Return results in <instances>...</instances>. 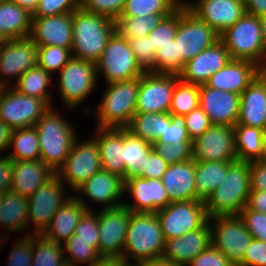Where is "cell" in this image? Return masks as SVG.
<instances>
[{
  "instance_id": "1",
  "label": "cell",
  "mask_w": 266,
  "mask_h": 266,
  "mask_svg": "<svg viewBox=\"0 0 266 266\" xmlns=\"http://www.w3.org/2000/svg\"><path fill=\"white\" fill-rule=\"evenodd\" d=\"M164 244L157 214L131 211L121 257L125 264L160 259Z\"/></svg>"
},
{
  "instance_id": "2",
  "label": "cell",
  "mask_w": 266,
  "mask_h": 266,
  "mask_svg": "<svg viewBox=\"0 0 266 266\" xmlns=\"http://www.w3.org/2000/svg\"><path fill=\"white\" fill-rule=\"evenodd\" d=\"M63 115L54 106L50 107L34 125L38 134L39 159L55 173L63 165L78 136L74 125Z\"/></svg>"
},
{
  "instance_id": "3",
  "label": "cell",
  "mask_w": 266,
  "mask_h": 266,
  "mask_svg": "<svg viewBox=\"0 0 266 266\" xmlns=\"http://www.w3.org/2000/svg\"><path fill=\"white\" fill-rule=\"evenodd\" d=\"M72 21V57L96 63L116 31L115 21L81 8L72 12Z\"/></svg>"
},
{
  "instance_id": "4",
  "label": "cell",
  "mask_w": 266,
  "mask_h": 266,
  "mask_svg": "<svg viewBox=\"0 0 266 266\" xmlns=\"http://www.w3.org/2000/svg\"><path fill=\"white\" fill-rule=\"evenodd\" d=\"M250 183V162H231L226 176L205 201L207 217L239 215L247 204Z\"/></svg>"
},
{
  "instance_id": "5",
  "label": "cell",
  "mask_w": 266,
  "mask_h": 266,
  "mask_svg": "<svg viewBox=\"0 0 266 266\" xmlns=\"http://www.w3.org/2000/svg\"><path fill=\"white\" fill-rule=\"evenodd\" d=\"M139 78L106 83L100 103L92 110L100 128H127L136 113Z\"/></svg>"
},
{
  "instance_id": "6",
  "label": "cell",
  "mask_w": 266,
  "mask_h": 266,
  "mask_svg": "<svg viewBox=\"0 0 266 266\" xmlns=\"http://www.w3.org/2000/svg\"><path fill=\"white\" fill-rule=\"evenodd\" d=\"M231 59L246 60L265 70V47L259 17L245 13L233 26L219 34Z\"/></svg>"
},
{
  "instance_id": "7",
  "label": "cell",
  "mask_w": 266,
  "mask_h": 266,
  "mask_svg": "<svg viewBox=\"0 0 266 266\" xmlns=\"http://www.w3.org/2000/svg\"><path fill=\"white\" fill-rule=\"evenodd\" d=\"M58 74V83H54L53 87L58 86L59 99L68 112L84 105L99 83L96 64L75 57Z\"/></svg>"
},
{
  "instance_id": "8",
  "label": "cell",
  "mask_w": 266,
  "mask_h": 266,
  "mask_svg": "<svg viewBox=\"0 0 266 266\" xmlns=\"http://www.w3.org/2000/svg\"><path fill=\"white\" fill-rule=\"evenodd\" d=\"M95 64L98 80L101 76L105 84L136 79L145 73L136 61L129 40L123 38L117 31L109 38L101 57Z\"/></svg>"
},
{
  "instance_id": "9",
  "label": "cell",
  "mask_w": 266,
  "mask_h": 266,
  "mask_svg": "<svg viewBox=\"0 0 266 266\" xmlns=\"http://www.w3.org/2000/svg\"><path fill=\"white\" fill-rule=\"evenodd\" d=\"M102 169L99 146L95 139L76 138L63 165L56 171L60 180L74 193L81 185Z\"/></svg>"
},
{
  "instance_id": "10",
  "label": "cell",
  "mask_w": 266,
  "mask_h": 266,
  "mask_svg": "<svg viewBox=\"0 0 266 266\" xmlns=\"http://www.w3.org/2000/svg\"><path fill=\"white\" fill-rule=\"evenodd\" d=\"M180 55V70L196 55L219 40V34L184 6H179V23L174 38Z\"/></svg>"
},
{
  "instance_id": "11",
  "label": "cell",
  "mask_w": 266,
  "mask_h": 266,
  "mask_svg": "<svg viewBox=\"0 0 266 266\" xmlns=\"http://www.w3.org/2000/svg\"><path fill=\"white\" fill-rule=\"evenodd\" d=\"M208 221L211 227V244L234 266H238L253 239L244 222L239 215L213 216Z\"/></svg>"
},
{
  "instance_id": "12",
  "label": "cell",
  "mask_w": 266,
  "mask_h": 266,
  "mask_svg": "<svg viewBox=\"0 0 266 266\" xmlns=\"http://www.w3.org/2000/svg\"><path fill=\"white\" fill-rule=\"evenodd\" d=\"M163 238H177L201 228L207 221L205 201L174 202L156 212Z\"/></svg>"
},
{
  "instance_id": "13",
  "label": "cell",
  "mask_w": 266,
  "mask_h": 266,
  "mask_svg": "<svg viewBox=\"0 0 266 266\" xmlns=\"http://www.w3.org/2000/svg\"><path fill=\"white\" fill-rule=\"evenodd\" d=\"M50 107L43 99L22 94L13 86L4 87L0 96V119L12 130L33 127Z\"/></svg>"
},
{
  "instance_id": "14",
  "label": "cell",
  "mask_w": 266,
  "mask_h": 266,
  "mask_svg": "<svg viewBox=\"0 0 266 266\" xmlns=\"http://www.w3.org/2000/svg\"><path fill=\"white\" fill-rule=\"evenodd\" d=\"M67 186L55 174L28 198V224L32 234H41L54 214L73 194H67ZM66 193V194H65Z\"/></svg>"
},
{
  "instance_id": "15",
  "label": "cell",
  "mask_w": 266,
  "mask_h": 266,
  "mask_svg": "<svg viewBox=\"0 0 266 266\" xmlns=\"http://www.w3.org/2000/svg\"><path fill=\"white\" fill-rule=\"evenodd\" d=\"M35 66L37 45L30 37L9 39L0 45V86H13L25 72Z\"/></svg>"
},
{
  "instance_id": "16",
  "label": "cell",
  "mask_w": 266,
  "mask_h": 266,
  "mask_svg": "<svg viewBox=\"0 0 266 266\" xmlns=\"http://www.w3.org/2000/svg\"><path fill=\"white\" fill-rule=\"evenodd\" d=\"M73 195L85 205L87 210H93L91 205H88L91 203L100 205V209L118 207L123 205L124 179L101 169L81 185Z\"/></svg>"
},
{
  "instance_id": "17",
  "label": "cell",
  "mask_w": 266,
  "mask_h": 266,
  "mask_svg": "<svg viewBox=\"0 0 266 266\" xmlns=\"http://www.w3.org/2000/svg\"><path fill=\"white\" fill-rule=\"evenodd\" d=\"M177 75L145 72L139 77L136 113L169 112Z\"/></svg>"
},
{
  "instance_id": "18",
  "label": "cell",
  "mask_w": 266,
  "mask_h": 266,
  "mask_svg": "<svg viewBox=\"0 0 266 266\" xmlns=\"http://www.w3.org/2000/svg\"><path fill=\"white\" fill-rule=\"evenodd\" d=\"M98 213L99 254L122 257L131 210L125 205L100 209Z\"/></svg>"
},
{
  "instance_id": "19",
  "label": "cell",
  "mask_w": 266,
  "mask_h": 266,
  "mask_svg": "<svg viewBox=\"0 0 266 266\" xmlns=\"http://www.w3.org/2000/svg\"><path fill=\"white\" fill-rule=\"evenodd\" d=\"M124 197L123 205L132 212L156 213L170 204L162 180L156 178L145 179L137 176L126 178L124 180Z\"/></svg>"
},
{
  "instance_id": "20",
  "label": "cell",
  "mask_w": 266,
  "mask_h": 266,
  "mask_svg": "<svg viewBox=\"0 0 266 266\" xmlns=\"http://www.w3.org/2000/svg\"><path fill=\"white\" fill-rule=\"evenodd\" d=\"M192 150L195 161H237L233 126L212 124L192 142Z\"/></svg>"
},
{
  "instance_id": "21",
  "label": "cell",
  "mask_w": 266,
  "mask_h": 266,
  "mask_svg": "<svg viewBox=\"0 0 266 266\" xmlns=\"http://www.w3.org/2000/svg\"><path fill=\"white\" fill-rule=\"evenodd\" d=\"M180 5L188 8L218 34L233 26L245 14L243 0H180Z\"/></svg>"
},
{
  "instance_id": "22",
  "label": "cell",
  "mask_w": 266,
  "mask_h": 266,
  "mask_svg": "<svg viewBox=\"0 0 266 266\" xmlns=\"http://www.w3.org/2000/svg\"><path fill=\"white\" fill-rule=\"evenodd\" d=\"M37 46H59L72 49V13L48 17H32L29 36Z\"/></svg>"
},
{
  "instance_id": "23",
  "label": "cell",
  "mask_w": 266,
  "mask_h": 266,
  "mask_svg": "<svg viewBox=\"0 0 266 266\" xmlns=\"http://www.w3.org/2000/svg\"><path fill=\"white\" fill-rule=\"evenodd\" d=\"M230 60L229 51L218 40L208 49L187 61L181 70L179 79L188 84L203 85Z\"/></svg>"
},
{
  "instance_id": "24",
  "label": "cell",
  "mask_w": 266,
  "mask_h": 266,
  "mask_svg": "<svg viewBox=\"0 0 266 266\" xmlns=\"http://www.w3.org/2000/svg\"><path fill=\"white\" fill-rule=\"evenodd\" d=\"M199 106L211 124L234 127L239 115L240 95L203 84L200 85Z\"/></svg>"
},
{
  "instance_id": "25",
  "label": "cell",
  "mask_w": 266,
  "mask_h": 266,
  "mask_svg": "<svg viewBox=\"0 0 266 266\" xmlns=\"http://www.w3.org/2000/svg\"><path fill=\"white\" fill-rule=\"evenodd\" d=\"M211 245V227L207 221L201 228L183 236L165 240L161 259L176 266H187Z\"/></svg>"
},
{
  "instance_id": "26",
  "label": "cell",
  "mask_w": 266,
  "mask_h": 266,
  "mask_svg": "<svg viewBox=\"0 0 266 266\" xmlns=\"http://www.w3.org/2000/svg\"><path fill=\"white\" fill-rule=\"evenodd\" d=\"M263 70L255 63L231 59L205 83L208 87L241 95Z\"/></svg>"
},
{
  "instance_id": "27",
  "label": "cell",
  "mask_w": 266,
  "mask_h": 266,
  "mask_svg": "<svg viewBox=\"0 0 266 266\" xmlns=\"http://www.w3.org/2000/svg\"><path fill=\"white\" fill-rule=\"evenodd\" d=\"M266 70H263L240 95L236 124L265 130Z\"/></svg>"
},
{
  "instance_id": "28",
  "label": "cell",
  "mask_w": 266,
  "mask_h": 266,
  "mask_svg": "<svg viewBox=\"0 0 266 266\" xmlns=\"http://www.w3.org/2000/svg\"><path fill=\"white\" fill-rule=\"evenodd\" d=\"M28 227V198L11 190L4 192L0 205V230L3 229L2 233L5 234H0V250L9 241L8 236L10 238L12 232H23L25 234L21 235L24 236L32 234L27 229ZM26 230L28 231L26 232ZM7 231L8 233H6Z\"/></svg>"
},
{
  "instance_id": "29",
  "label": "cell",
  "mask_w": 266,
  "mask_h": 266,
  "mask_svg": "<svg viewBox=\"0 0 266 266\" xmlns=\"http://www.w3.org/2000/svg\"><path fill=\"white\" fill-rule=\"evenodd\" d=\"M161 180L170 203L196 200L194 159L168 165Z\"/></svg>"
},
{
  "instance_id": "30",
  "label": "cell",
  "mask_w": 266,
  "mask_h": 266,
  "mask_svg": "<svg viewBox=\"0 0 266 266\" xmlns=\"http://www.w3.org/2000/svg\"><path fill=\"white\" fill-rule=\"evenodd\" d=\"M56 173L42 160H13L11 191L29 198Z\"/></svg>"
},
{
  "instance_id": "31",
  "label": "cell",
  "mask_w": 266,
  "mask_h": 266,
  "mask_svg": "<svg viewBox=\"0 0 266 266\" xmlns=\"http://www.w3.org/2000/svg\"><path fill=\"white\" fill-rule=\"evenodd\" d=\"M92 136L99 146L102 170L125 180L123 128H100Z\"/></svg>"
},
{
  "instance_id": "32",
  "label": "cell",
  "mask_w": 266,
  "mask_h": 266,
  "mask_svg": "<svg viewBox=\"0 0 266 266\" xmlns=\"http://www.w3.org/2000/svg\"><path fill=\"white\" fill-rule=\"evenodd\" d=\"M86 211L85 205L72 195L57 210L41 235L50 241L65 243L74 234L78 222Z\"/></svg>"
},
{
  "instance_id": "33",
  "label": "cell",
  "mask_w": 266,
  "mask_h": 266,
  "mask_svg": "<svg viewBox=\"0 0 266 266\" xmlns=\"http://www.w3.org/2000/svg\"><path fill=\"white\" fill-rule=\"evenodd\" d=\"M32 13L10 0L0 2V33L6 39L29 37Z\"/></svg>"
},
{
  "instance_id": "34",
  "label": "cell",
  "mask_w": 266,
  "mask_h": 266,
  "mask_svg": "<svg viewBox=\"0 0 266 266\" xmlns=\"http://www.w3.org/2000/svg\"><path fill=\"white\" fill-rule=\"evenodd\" d=\"M233 128L237 159L248 162L262 160L265 130L243 124H236Z\"/></svg>"
},
{
  "instance_id": "35",
  "label": "cell",
  "mask_w": 266,
  "mask_h": 266,
  "mask_svg": "<svg viewBox=\"0 0 266 266\" xmlns=\"http://www.w3.org/2000/svg\"><path fill=\"white\" fill-rule=\"evenodd\" d=\"M123 149L125 179L131 176L141 177L144 174V162L154 151L152 144L123 128Z\"/></svg>"
},
{
  "instance_id": "36",
  "label": "cell",
  "mask_w": 266,
  "mask_h": 266,
  "mask_svg": "<svg viewBox=\"0 0 266 266\" xmlns=\"http://www.w3.org/2000/svg\"><path fill=\"white\" fill-rule=\"evenodd\" d=\"M230 163L221 161H195L196 200H207L226 176Z\"/></svg>"
},
{
  "instance_id": "37",
  "label": "cell",
  "mask_w": 266,
  "mask_h": 266,
  "mask_svg": "<svg viewBox=\"0 0 266 266\" xmlns=\"http://www.w3.org/2000/svg\"><path fill=\"white\" fill-rule=\"evenodd\" d=\"M52 80L53 76L37 65L25 72L13 87L27 96L43 99L53 107L55 95L50 88Z\"/></svg>"
},
{
  "instance_id": "38",
  "label": "cell",
  "mask_w": 266,
  "mask_h": 266,
  "mask_svg": "<svg viewBox=\"0 0 266 266\" xmlns=\"http://www.w3.org/2000/svg\"><path fill=\"white\" fill-rule=\"evenodd\" d=\"M170 121L169 112L135 113L127 129L135 136L153 144L164 133Z\"/></svg>"
},
{
  "instance_id": "39",
  "label": "cell",
  "mask_w": 266,
  "mask_h": 266,
  "mask_svg": "<svg viewBox=\"0 0 266 266\" xmlns=\"http://www.w3.org/2000/svg\"><path fill=\"white\" fill-rule=\"evenodd\" d=\"M8 152L5 155L12 160H39L40 148L35 126L13 130Z\"/></svg>"
},
{
  "instance_id": "40",
  "label": "cell",
  "mask_w": 266,
  "mask_h": 266,
  "mask_svg": "<svg viewBox=\"0 0 266 266\" xmlns=\"http://www.w3.org/2000/svg\"><path fill=\"white\" fill-rule=\"evenodd\" d=\"M169 14L171 13H156L147 16H120L115 21L116 31L127 40L146 36Z\"/></svg>"
},
{
  "instance_id": "41",
  "label": "cell",
  "mask_w": 266,
  "mask_h": 266,
  "mask_svg": "<svg viewBox=\"0 0 266 266\" xmlns=\"http://www.w3.org/2000/svg\"><path fill=\"white\" fill-rule=\"evenodd\" d=\"M32 266H67L63 244L50 241L41 234H33Z\"/></svg>"
},
{
  "instance_id": "42",
  "label": "cell",
  "mask_w": 266,
  "mask_h": 266,
  "mask_svg": "<svg viewBox=\"0 0 266 266\" xmlns=\"http://www.w3.org/2000/svg\"><path fill=\"white\" fill-rule=\"evenodd\" d=\"M200 85L179 80L175 84L169 113L185 116L199 106Z\"/></svg>"
},
{
  "instance_id": "43",
  "label": "cell",
  "mask_w": 266,
  "mask_h": 266,
  "mask_svg": "<svg viewBox=\"0 0 266 266\" xmlns=\"http://www.w3.org/2000/svg\"><path fill=\"white\" fill-rule=\"evenodd\" d=\"M64 256L67 266H89L101 258V255L92 247V243L74 240V234L63 243Z\"/></svg>"
},
{
  "instance_id": "44",
  "label": "cell",
  "mask_w": 266,
  "mask_h": 266,
  "mask_svg": "<svg viewBox=\"0 0 266 266\" xmlns=\"http://www.w3.org/2000/svg\"><path fill=\"white\" fill-rule=\"evenodd\" d=\"M72 58L69 48L59 46H37V65L53 77Z\"/></svg>"
},
{
  "instance_id": "45",
  "label": "cell",
  "mask_w": 266,
  "mask_h": 266,
  "mask_svg": "<svg viewBox=\"0 0 266 266\" xmlns=\"http://www.w3.org/2000/svg\"><path fill=\"white\" fill-rule=\"evenodd\" d=\"M179 5L174 0H126L120 16H147L172 13Z\"/></svg>"
},
{
  "instance_id": "46",
  "label": "cell",
  "mask_w": 266,
  "mask_h": 266,
  "mask_svg": "<svg viewBox=\"0 0 266 266\" xmlns=\"http://www.w3.org/2000/svg\"><path fill=\"white\" fill-rule=\"evenodd\" d=\"M154 73L177 76L181 74L180 55H178L177 42L174 39L157 50L154 59Z\"/></svg>"
},
{
  "instance_id": "47",
  "label": "cell",
  "mask_w": 266,
  "mask_h": 266,
  "mask_svg": "<svg viewBox=\"0 0 266 266\" xmlns=\"http://www.w3.org/2000/svg\"><path fill=\"white\" fill-rule=\"evenodd\" d=\"M179 23V7L171 14L165 16L159 25L150 31L148 36L151 39L152 49L166 46L175 38Z\"/></svg>"
},
{
  "instance_id": "48",
  "label": "cell",
  "mask_w": 266,
  "mask_h": 266,
  "mask_svg": "<svg viewBox=\"0 0 266 266\" xmlns=\"http://www.w3.org/2000/svg\"><path fill=\"white\" fill-rule=\"evenodd\" d=\"M74 240L92 243V247L99 253V227L96 210H87L83 214L74 230Z\"/></svg>"
},
{
  "instance_id": "49",
  "label": "cell",
  "mask_w": 266,
  "mask_h": 266,
  "mask_svg": "<svg viewBox=\"0 0 266 266\" xmlns=\"http://www.w3.org/2000/svg\"><path fill=\"white\" fill-rule=\"evenodd\" d=\"M153 150L167 163H182L193 159L192 142L178 144L153 143Z\"/></svg>"
},
{
  "instance_id": "50",
  "label": "cell",
  "mask_w": 266,
  "mask_h": 266,
  "mask_svg": "<svg viewBox=\"0 0 266 266\" xmlns=\"http://www.w3.org/2000/svg\"><path fill=\"white\" fill-rule=\"evenodd\" d=\"M33 234L14 241L7 258V266H32Z\"/></svg>"
},
{
  "instance_id": "51",
  "label": "cell",
  "mask_w": 266,
  "mask_h": 266,
  "mask_svg": "<svg viewBox=\"0 0 266 266\" xmlns=\"http://www.w3.org/2000/svg\"><path fill=\"white\" fill-rule=\"evenodd\" d=\"M125 2L126 0H80V8L116 21L124 9Z\"/></svg>"
},
{
  "instance_id": "52",
  "label": "cell",
  "mask_w": 266,
  "mask_h": 266,
  "mask_svg": "<svg viewBox=\"0 0 266 266\" xmlns=\"http://www.w3.org/2000/svg\"><path fill=\"white\" fill-rule=\"evenodd\" d=\"M129 43L135 55L137 63L145 72L154 73V59L156 49H152L151 39L148 35L130 39Z\"/></svg>"
},
{
  "instance_id": "53",
  "label": "cell",
  "mask_w": 266,
  "mask_h": 266,
  "mask_svg": "<svg viewBox=\"0 0 266 266\" xmlns=\"http://www.w3.org/2000/svg\"><path fill=\"white\" fill-rule=\"evenodd\" d=\"M80 8V0H39L32 17H48L72 13Z\"/></svg>"
},
{
  "instance_id": "54",
  "label": "cell",
  "mask_w": 266,
  "mask_h": 266,
  "mask_svg": "<svg viewBox=\"0 0 266 266\" xmlns=\"http://www.w3.org/2000/svg\"><path fill=\"white\" fill-rule=\"evenodd\" d=\"M170 124L166 125L164 133L155 143L178 144L179 142H193L190 139L184 116L170 114Z\"/></svg>"
},
{
  "instance_id": "55",
  "label": "cell",
  "mask_w": 266,
  "mask_h": 266,
  "mask_svg": "<svg viewBox=\"0 0 266 266\" xmlns=\"http://www.w3.org/2000/svg\"><path fill=\"white\" fill-rule=\"evenodd\" d=\"M239 217L253 238L266 242V213L249 210L245 206L240 211Z\"/></svg>"
},
{
  "instance_id": "56",
  "label": "cell",
  "mask_w": 266,
  "mask_h": 266,
  "mask_svg": "<svg viewBox=\"0 0 266 266\" xmlns=\"http://www.w3.org/2000/svg\"><path fill=\"white\" fill-rule=\"evenodd\" d=\"M184 118L186 121L185 127L192 141L201 136L212 125L209 117L200 106L186 114Z\"/></svg>"
},
{
  "instance_id": "57",
  "label": "cell",
  "mask_w": 266,
  "mask_h": 266,
  "mask_svg": "<svg viewBox=\"0 0 266 266\" xmlns=\"http://www.w3.org/2000/svg\"><path fill=\"white\" fill-rule=\"evenodd\" d=\"M187 266H234L229 259L212 244L197 255Z\"/></svg>"
},
{
  "instance_id": "58",
  "label": "cell",
  "mask_w": 266,
  "mask_h": 266,
  "mask_svg": "<svg viewBox=\"0 0 266 266\" xmlns=\"http://www.w3.org/2000/svg\"><path fill=\"white\" fill-rule=\"evenodd\" d=\"M238 266H266V242L253 238Z\"/></svg>"
},
{
  "instance_id": "59",
  "label": "cell",
  "mask_w": 266,
  "mask_h": 266,
  "mask_svg": "<svg viewBox=\"0 0 266 266\" xmlns=\"http://www.w3.org/2000/svg\"><path fill=\"white\" fill-rule=\"evenodd\" d=\"M168 165L155 151H153L144 162V174L141 178L161 179Z\"/></svg>"
},
{
  "instance_id": "60",
  "label": "cell",
  "mask_w": 266,
  "mask_h": 266,
  "mask_svg": "<svg viewBox=\"0 0 266 266\" xmlns=\"http://www.w3.org/2000/svg\"><path fill=\"white\" fill-rule=\"evenodd\" d=\"M251 191L266 190V161L250 162Z\"/></svg>"
},
{
  "instance_id": "61",
  "label": "cell",
  "mask_w": 266,
  "mask_h": 266,
  "mask_svg": "<svg viewBox=\"0 0 266 266\" xmlns=\"http://www.w3.org/2000/svg\"><path fill=\"white\" fill-rule=\"evenodd\" d=\"M13 175V160L3 154L0 156V192L11 190Z\"/></svg>"
},
{
  "instance_id": "62",
  "label": "cell",
  "mask_w": 266,
  "mask_h": 266,
  "mask_svg": "<svg viewBox=\"0 0 266 266\" xmlns=\"http://www.w3.org/2000/svg\"><path fill=\"white\" fill-rule=\"evenodd\" d=\"M246 207L260 213H266V190L250 191Z\"/></svg>"
},
{
  "instance_id": "63",
  "label": "cell",
  "mask_w": 266,
  "mask_h": 266,
  "mask_svg": "<svg viewBox=\"0 0 266 266\" xmlns=\"http://www.w3.org/2000/svg\"><path fill=\"white\" fill-rule=\"evenodd\" d=\"M245 13L261 17L266 15V0H243Z\"/></svg>"
},
{
  "instance_id": "64",
  "label": "cell",
  "mask_w": 266,
  "mask_h": 266,
  "mask_svg": "<svg viewBox=\"0 0 266 266\" xmlns=\"http://www.w3.org/2000/svg\"><path fill=\"white\" fill-rule=\"evenodd\" d=\"M12 132L13 130L0 119V156L5 152L7 154L11 143Z\"/></svg>"
},
{
  "instance_id": "65",
  "label": "cell",
  "mask_w": 266,
  "mask_h": 266,
  "mask_svg": "<svg viewBox=\"0 0 266 266\" xmlns=\"http://www.w3.org/2000/svg\"><path fill=\"white\" fill-rule=\"evenodd\" d=\"M125 262L119 257H101L89 266H124Z\"/></svg>"
},
{
  "instance_id": "66",
  "label": "cell",
  "mask_w": 266,
  "mask_h": 266,
  "mask_svg": "<svg viewBox=\"0 0 266 266\" xmlns=\"http://www.w3.org/2000/svg\"><path fill=\"white\" fill-rule=\"evenodd\" d=\"M22 8H26L29 12L33 13L37 7L39 0H10Z\"/></svg>"
},
{
  "instance_id": "67",
  "label": "cell",
  "mask_w": 266,
  "mask_h": 266,
  "mask_svg": "<svg viewBox=\"0 0 266 266\" xmlns=\"http://www.w3.org/2000/svg\"><path fill=\"white\" fill-rule=\"evenodd\" d=\"M133 265L134 266H176L173 263H171L170 261H166V260H163L161 258L147 261V262H139V263H135Z\"/></svg>"
},
{
  "instance_id": "68",
  "label": "cell",
  "mask_w": 266,
  "mask_h": 266,
  "mask_svg": "<svg viewBox=\"0 0 266 266\" xmlns=\"http://www.w3.org/2000/svg\"><path fill=\"white\" fill-rule=\"evenodd\" d=\"M259 20L261 24L263 42L265 47V70H266V15L259 17Z\"/></svg>"
},
{
  "instance_id": "69",
  "label": "cell",
  "mask_w": 266,
  "mask_h": 266,
  "mask_svg": "<svg viewBox=\"0 0 266 266\" xmlns=\"http://www.w3.org/2000/svg\"><path fill=\"white\" fill-rule=\"evenodd\" d=\"M262 161H266V132H265V143H264V156L262 158Z\"/></svg>"
},
{
  "instance_id": "70",
  "label": "cell",
  "mask_w": 266,
  "mask_h": 266,
  "mask_svg": "<svg viewBox=\"0 0 266 266\" xmlns=\"http://www.w3.org/2000/svg\"><path fill=\"white\" fill-rule=\"evenodd\" d=\"M6 39L2 36V34L0 33V45L5 43Z\"/></svg>"
},
{
  "instance_id": "71",
  "label": "cell",
  "mask_w": 266,
  "mask_h": 266,
  "mask_svg": "<svg viewBox=\"0 0 266 266\" xmlns=\"http://www.w3.org/2000/svg\"><path fill=\"white\" fill-rule=\"evenodd\" d=\"M3 195H4V193L0 192V205H1V202H2Z\"/></svg>"
},
{
  "instance_id": "72",
  "label": "cell",
  "mask_w": 266,
  "mask_h": 266,
  "mask_svg": "<svg viewBox=\"0 0 266 266\" xmlns=\"http://www.w3.org/2000/svg\"><path fill=\"white\" fill-rule=\"evenodd\" d=\"M3 89H4V87L0 86V96H1V93H2Z\"/></svg>"
},
{
  "instance_id": "73",
  "label": "cell",
  "mask_w": 266,
  "mask_h": 266,
  "mask_svg": "<svg viewBox=\"0 0 266 266\" xmlns=\"http://www.w3.org/2000/svg\"><path fill=\"white\" fill-rule=\"evenodd\" d=\"M264 117H265V132H266V111H265Z\"/></svg>"
},
{
  "instance_id": "74",
  "label": "cell",
  "mask_w": 266,
  "mask_h": 266,
  "mask_svg": "<svg viewBox=\"0 0 266 266\" xmlns=\"http://www.w3.org/2000/svg\"><path fill=\"white\" fill-rule=\"evenodd\" d=\"M180 6V0H174Z\"/></svg>"
},
{
  "instance_id": "75",
  "label": "cell",
  "mask_w": 266,
  "mask_h": 266,
  "mask_svg": "<svg viewBox=\"0 0 266 266\" xmlns=\"http://www.w3.org/2000/svg\"><path fill=\"white\" fill-rule=\"evenodd\" d=\"M124 266H134L133 264H124Z\"/></svg>"
}]
</instances>
